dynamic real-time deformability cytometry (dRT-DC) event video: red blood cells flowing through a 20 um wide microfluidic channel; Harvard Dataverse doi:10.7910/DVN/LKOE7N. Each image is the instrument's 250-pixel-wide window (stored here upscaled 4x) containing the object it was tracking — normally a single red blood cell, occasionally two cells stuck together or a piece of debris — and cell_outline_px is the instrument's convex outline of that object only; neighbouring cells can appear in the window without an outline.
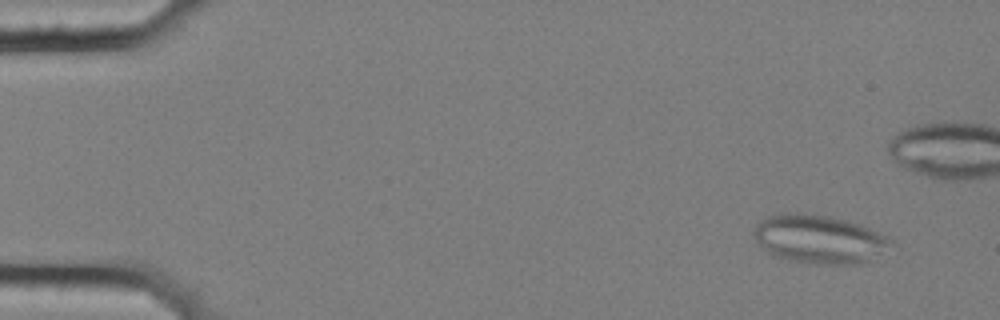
{"species": "common noctule bat (a hibernating species)", "species_latin": "Nyctalus noctula", "temperature_condition": "cold", "stored_images_in_passage": 50, "camera_frame_rate_fps": 3000, "um_per_image_px": 0.085, "animal": {"sex": "female", "body_mass_g": 25.1}, "frame": {"image": 1, "passage_image": 4, "time_ms": 1.0, "image_size_px": [1000, 320], "cell_outline_px": [[896, 240], [864, 264], [808, 264], [788, 260], [772, 256], [756, 240], [752, 232], [756, 224], [760, 220], [768, 216], [784, 212], [796, 212], [828, 216], [860, 224], [888, 236]], "centroid_in_image_um": [69.59, 20.33], "position_along_channel_um": 15.4, "area_um2": 38.9}}
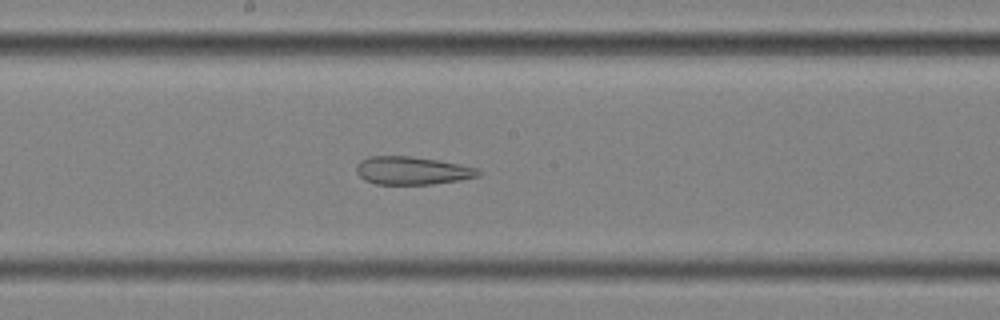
{"frame": {"image": 2, "passage_image": 31, "time_ms": 10.0, "image_size_px": [1000, 320], "cell_outline_px": [[480, 176], [460, 180], [432, 184], [376, 184], [364, 180], [356, 172], [356, 164], [360, 160], [368, 156], [412, 156], [460, 164], [480, 168]], "centroid_in_image_um": [35.03, 14.5], "position_along_channel_um": 213.2, "area_um2": 20.06}}
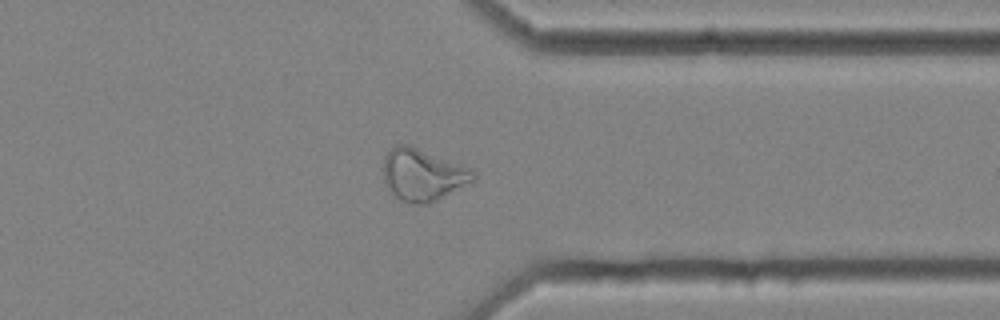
{"frame": {"image": 3, "passage_image": 45, "time_ms": 14.667, "image_size_px": [1000, 320], "cell_outline_px": [[476, 176], [472, 180], [436, 200], [428, 204], [408, 204], [400, 200], [388, 192], [384, 180], [384, 156], [396, 144], [408, 144], [476, 168]], "centroid_in_image_um": [35.93, 14.84], "position_along_channel_um": 375.5, "area_um2": 27.63}}